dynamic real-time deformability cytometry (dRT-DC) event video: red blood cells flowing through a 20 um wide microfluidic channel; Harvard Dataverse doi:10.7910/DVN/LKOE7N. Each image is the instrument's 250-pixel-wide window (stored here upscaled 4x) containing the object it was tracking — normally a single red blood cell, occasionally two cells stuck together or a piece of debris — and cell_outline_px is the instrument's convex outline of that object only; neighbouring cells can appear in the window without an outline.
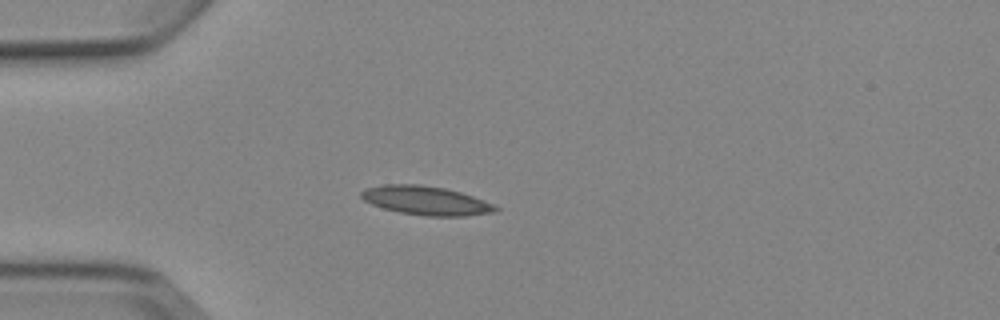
{"species": "Egyptian fruit bat (a non-hibernating species)", "species_latin": "Rousettus aegyptiacus", "temperature_condition": "cold", "stored_images_in_passage": 7, "camera_frame_rate_fps": 3000, "um_per_image_px": 0.085, "animal": {"sex": "female"}, "frame": {"image": 1, "passage_image": 3, "time_ms": 3.333, "image_size_px": [1000, 320], "cell_outline_px": [[500, 208], [496, 212], [464, 216], [424, 216], [400, 212], [384, 208], [372, 204], [364, 200], [360, 196], [360, 192], [364, 188], [384, 184], [420, 184], [444, 188], [460, 192], [472, 196], [492, 204]], "centroid_in_image_um": [36.18, 17.04], "position_along_channel_um": 48.8, "area_um2": 22.54}}
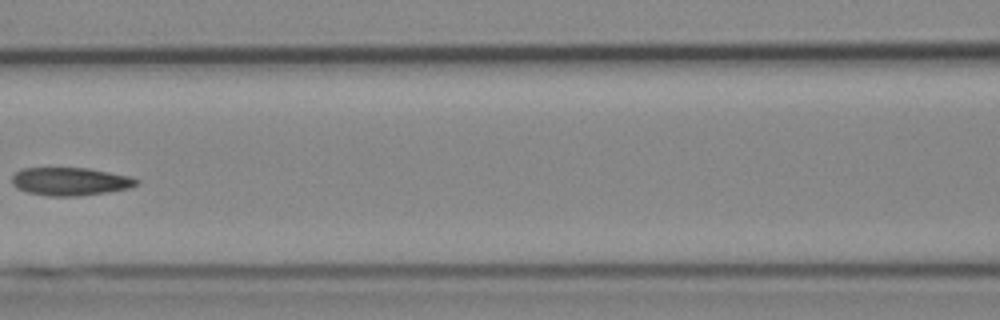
{"frame": {"image": 2, "passage_image": 6, "time_ms": 6.667, "image_size_px": [1000, 320], "cell_outline_px": [[140, 184], [128, 188], [108, 192], [76, 196], [48, 196], [28, 192], [16, 188], [12, 184], [12, 176], [20, 168], [88, 168], [132, 176], [140, 180]], "centroid_in_image_um": [5.99, 15.42], "position_along_channel_um": 160.6, "area_um2": 20.52}}
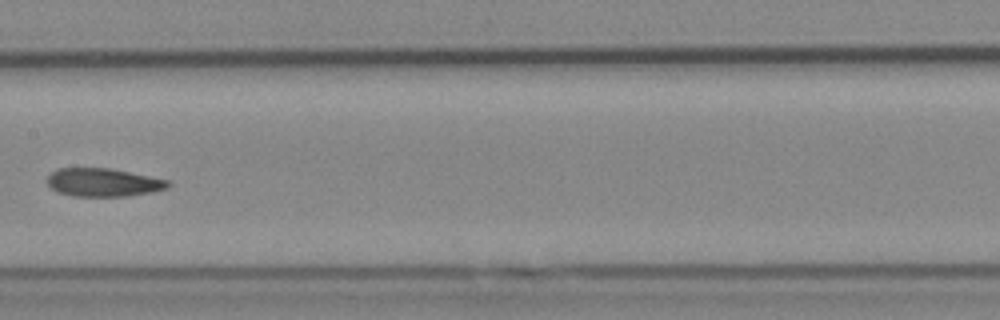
{"frame": {"image": 3, "passage_image": 7, "time_ms": 7.667, "image_size_px": [1000, 320], "cell_outline_px": [[172, 184], [168, 188], [152, 192], [128, 196], [72, 196], [56, 192], [48, 184], [48, 176], [56, 168], [112, 168], [168, 180]], "centroid_in_image_um": [8.79, 15.5], "position_along_channel_um": 198.6, "area_um2": 20.0}}